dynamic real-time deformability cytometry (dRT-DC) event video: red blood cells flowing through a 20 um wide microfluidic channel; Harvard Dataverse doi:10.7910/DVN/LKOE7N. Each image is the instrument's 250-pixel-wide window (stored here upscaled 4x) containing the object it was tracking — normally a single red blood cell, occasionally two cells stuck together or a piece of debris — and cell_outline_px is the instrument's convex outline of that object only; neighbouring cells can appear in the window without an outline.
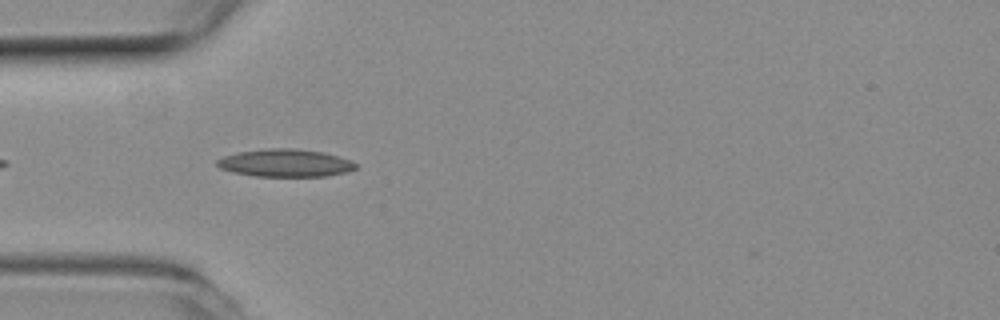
{"species": "common noctule bat (a hibernating species)", "species_latin": "Nyctalus noctula", "temperature_condition": "room temperature", "stored_images_in_passage": 15, "camera_frame_rate_fps": 3000, "um_per_image_px": 0.085, "animal": {"sex": "female", "body_mass_g": 19.3, "forearm_length_mm": 54.1}, "frame": {"image": 1, "passage_image": 3, "time_ms": 0.667, "image_size_px": [1000, 320], "cell_outline_px": [[356, 168], [344, 172], [324, 176], [256, 176], [232, 172], [220, 168], [216, 164], [216, 160], [224, 156], [236, 152], [268, 148], [292, 148], [324, 152], [352, 160], [356, 164]], "centroid_in_image_um": [24.22, 13.84], "position_along_channel_um": 60.8, "area_um2": 22.31}}
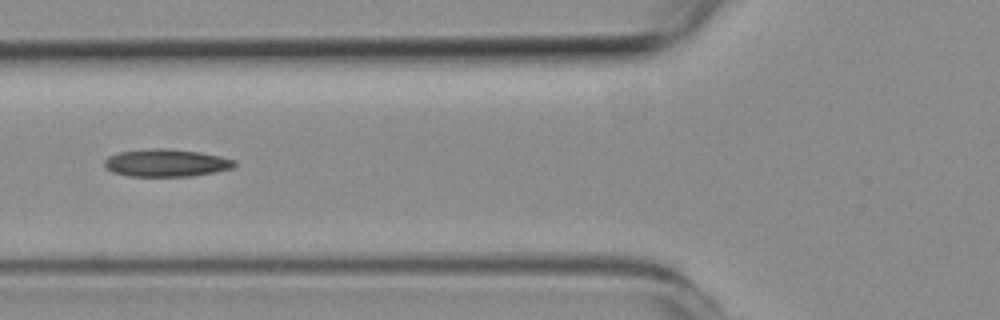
{"frame": {"image": 2, "passage_image": 7, "time_ms": 2.0, "image_size_px": [1000, 320], "cell_outline_px": [[236, 164], [232, 168], [192, 176], [128, 176], [112, 172], [104, 164], [104, 160], [108, 156], [120, 152], [148, 148], [168, 148], [200, 152], [220, 156], [236, 160]], "centroid_in_image_um": [14.12, 13.83], "position_along_channel_um": 111.7, "area_um2": 20.87}}
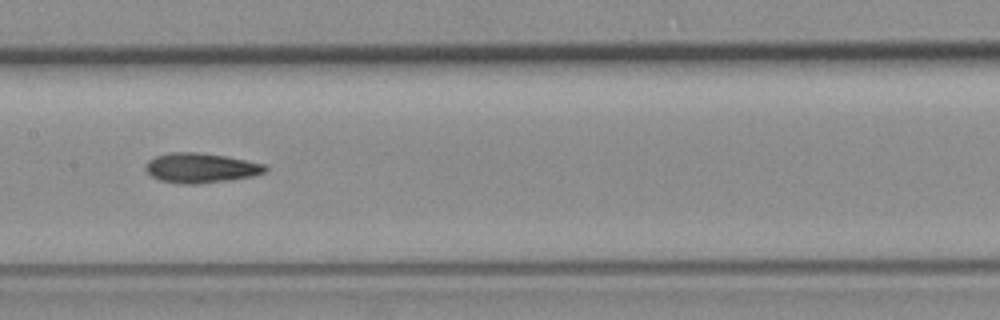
{"frame": {"image": 3, "passage_image": 13, "time_ms": 4.0, "image_size_px": [1000, 320], "cell_outline_px": [[268, 168], [264, 172], [252, 176], [228, 180], [200, 184], [180, 184], [160, 180], [152, 176], [144, 168], [148, 160], [156, 156], [172, 152], [196, 152], [224, 156], [264, 164]], "centroid_in_image_um": [17.03, 14.28], "position_along_channel_um": 190.4, "area_um2": 20.58}}